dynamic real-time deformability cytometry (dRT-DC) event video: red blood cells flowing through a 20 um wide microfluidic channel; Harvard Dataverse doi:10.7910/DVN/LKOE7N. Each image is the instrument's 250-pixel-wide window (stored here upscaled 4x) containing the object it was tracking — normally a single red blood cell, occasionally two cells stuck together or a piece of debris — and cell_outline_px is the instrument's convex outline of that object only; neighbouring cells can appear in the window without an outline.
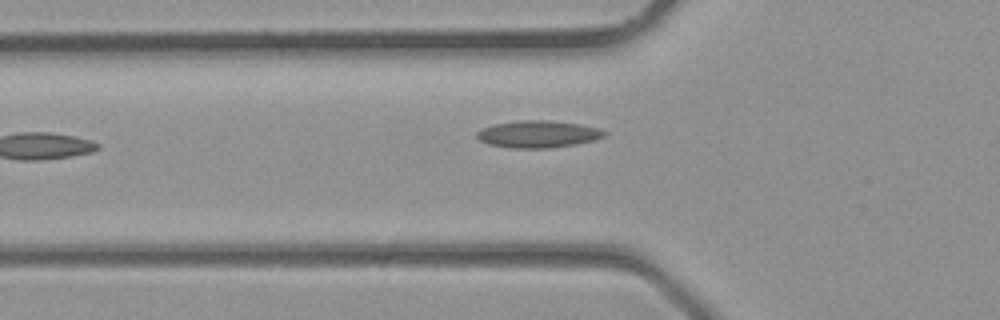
{"species": "common noctule bat (a hibernating species)", "species_latin": "Nyctalus noctula", "temperature_condition": "room temperature", "stored_images_in_passage": 5, "camera_frame_rate_fps": 3000, "um_per_image_px": 0.085, "animal": {"sex": "male", "body_mass_g": 23.1, "forearm_length_mm": 52.7}, "frame": {"image": 1, "passage_image": 5, "time_ms": 1.333, "image_size_px": [1000, 320], "cell_outline_px": [[608, 132], [604, 136], [596, 140], [576, 144], [548, 148], [512, 148], [488, 144], [480, 140], [476, 136], [476, 132], [484, 128], [496, 124], [520, 120], [548, 120], [580, 124], [600, 128]], "centroid_in_image_um": [45.78, 11.4], "position_along_channel_um": 80.0, "area_um2": 20.11}}